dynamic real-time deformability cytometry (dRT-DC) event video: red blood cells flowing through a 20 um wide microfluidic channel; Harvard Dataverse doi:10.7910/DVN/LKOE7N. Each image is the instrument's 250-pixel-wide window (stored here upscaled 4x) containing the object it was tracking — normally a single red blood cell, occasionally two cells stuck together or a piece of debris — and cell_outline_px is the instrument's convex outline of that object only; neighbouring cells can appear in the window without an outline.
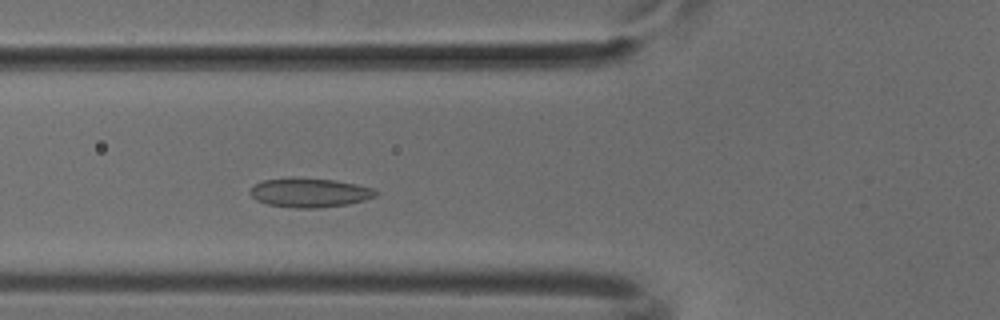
{"species": "common noctule bat (a hibernating species)", "species_latin": "Nyctalus noctula", "temperature_condition": "cold", "stored_images_in_passage": 36, "camera_frame_rate_fps": 3000, "um_per_image_px": 0.085, "animal": {"sex": "male", "body_mass_g": 18.8}, "frame": {"image": 1, "passage_image": 13, "time_ms": 4.0, "image_size_px": [1000, 320], "cell_outline_px": [[380, 192], [376, 196], [364, 200], [348, 204], [316, 208], [296, 208], [268, 204], [256, 200], [248, 192], [256, 184], [264, 180], [336, 180], [356, 184], [372, 188]], "centroid_in_image_um": [26.38, 16.42], "position_along_channel_um": 99.4, "area_um2": 20.52}}
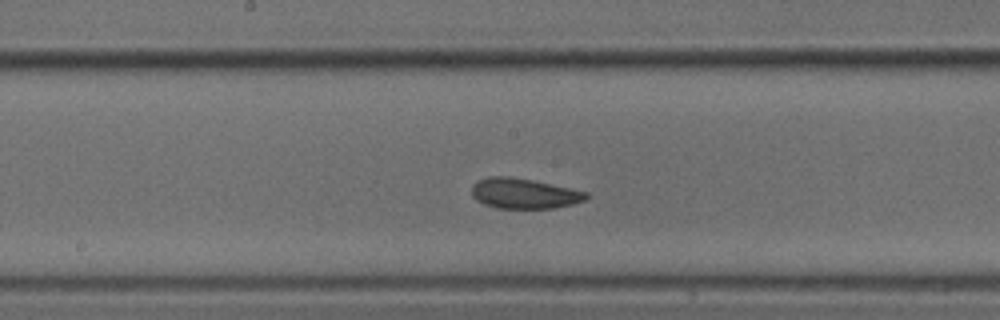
{"frame": {"image": 2, "passage_image": 21, "time_ms": 6.667, "image_size_px": [1000, 320], "cell_outline_px": [[588, 196], [584, 200], [572, 204], [556, 208], [496, 208], [484, 204], [476, 200], [472, 196], [472, 184], [476, 180], [488, 176], [508, 176], [532, 180], [588, 192]], "centroid_in_image_um": [44.49, 16.44], "position_along_channel_um": 203.7, "area_um2": 20.23}}
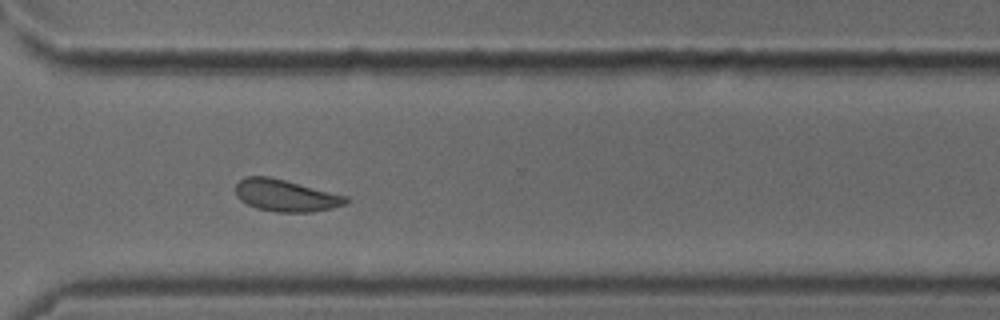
{"frame": {"image": 3, "passage_image": 32, "time_ms": 10.333, "image_size_px": [1000, 320], "cell_outline_px": [[348, 200], [344, 204], [332, 208], [312, 212], [276, 212], [256, 208], [240, 200], [236, 196], [236, 184], [244, 176], [268, 176], [348, 196]], "centroid_in_image_um": [24.26, 16.62], "position_along_channel_um": 346.3, "area_um2": 20.4}}